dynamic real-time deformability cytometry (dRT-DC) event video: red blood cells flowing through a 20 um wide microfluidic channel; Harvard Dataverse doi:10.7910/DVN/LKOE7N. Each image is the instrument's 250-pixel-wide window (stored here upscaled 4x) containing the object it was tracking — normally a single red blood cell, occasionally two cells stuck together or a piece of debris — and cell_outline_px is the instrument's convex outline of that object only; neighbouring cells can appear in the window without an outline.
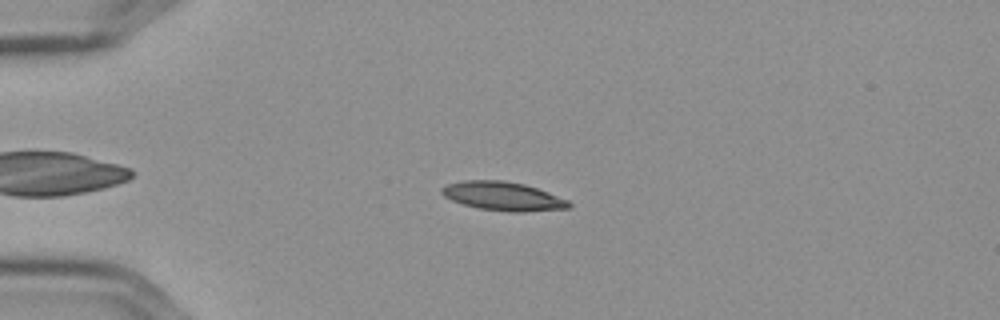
{"species": "Egyptian fruit bat (a non-hibernating species)", "species_latin": "Rousettus aegyptiacus", "temperature_condition": "cold", "stored_images_in_passage": 58, "camera_frame_rate_fps": 3000, "um_per_image_px": 0.085, "frame": {"image": 1, "passage_image": 15, "time_ms": 4.667, "image_size_px": [1000, 320], "cell_outline_px": [[572, 204], [568, 208], [520, 212], [512, 212], [480, 208], [464, 204], [452, 200], [444, 196], [440, 192], [440, 188], [448, 184], [464, 180], [504, 180], [524, 184], [548, 192], [568, 200]], "centroid_in_image_um": [42.74, 16.66], "position_along_channel_um": 42.3, "area_um2": 21.1}}
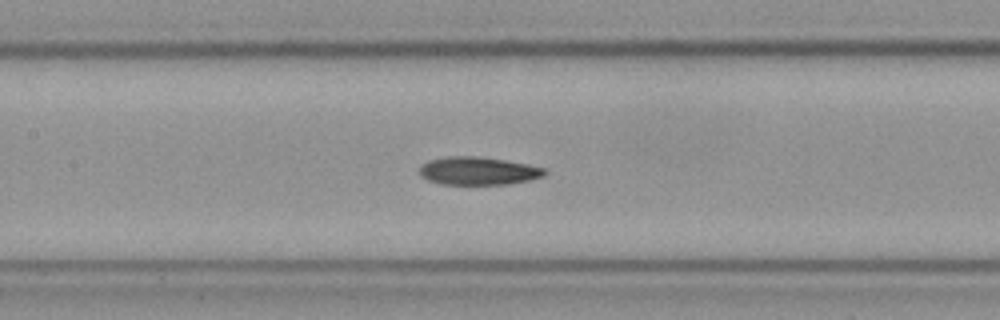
{"frame": {"image": 2, "passage_image": 28, "time_ms": 9.0, "image_size_px": [1000, 320], "cell_outline_px": [[548, 172], [544, 176], [528, 180], [508, 184], [444, 184], [428, 180], [420, 176], [420, 168], [428, 160], [448, 156], [476, 156], [504, 160], [528, 164], [544, 168]], "centroid_in_image_um": [40.66, 14.52], "position_along_channel_um": 166.7, "area_um2": 20.29}}
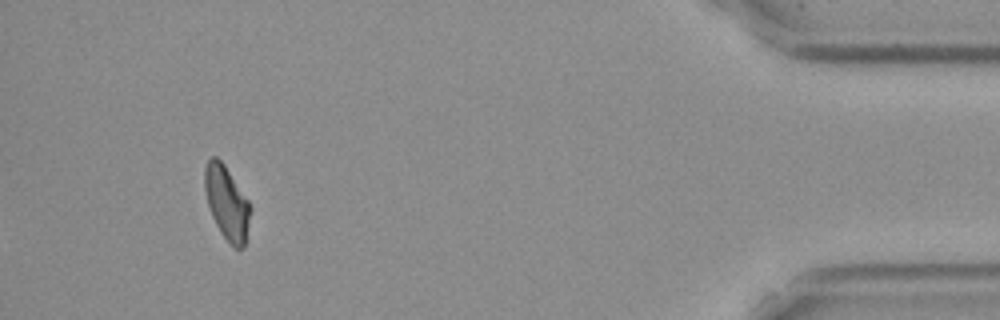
{"frame": {"image": 3, "passage_image": 54, "time_ms": 17.667, "image_size_px": [1000, 320], "cell_outline_px": [[252, 208], [244, 244], [240, 248], [232, 248], [220, 232], [212, 216], [208, 204], [204, 188], [204, 168], [208, 160], [212, 156], [216, 156], [224, 164], [248, 200]], "centroid_in_image_um": [19.27, 17.23], "position_along_channel_um": 415.9, "area_um2": 19.48}, "authors_computed_cell_mechanics": {"area_um2": 20.2589, "velocity_mm_per_s": 3.5778, "shape_relaxation_time_tau1_ms": null, "shape_relaxation_time_tau2_ms": 5.0345, "deformation_change_tau1": null, "deformation_change_tau2": 0.1123}}